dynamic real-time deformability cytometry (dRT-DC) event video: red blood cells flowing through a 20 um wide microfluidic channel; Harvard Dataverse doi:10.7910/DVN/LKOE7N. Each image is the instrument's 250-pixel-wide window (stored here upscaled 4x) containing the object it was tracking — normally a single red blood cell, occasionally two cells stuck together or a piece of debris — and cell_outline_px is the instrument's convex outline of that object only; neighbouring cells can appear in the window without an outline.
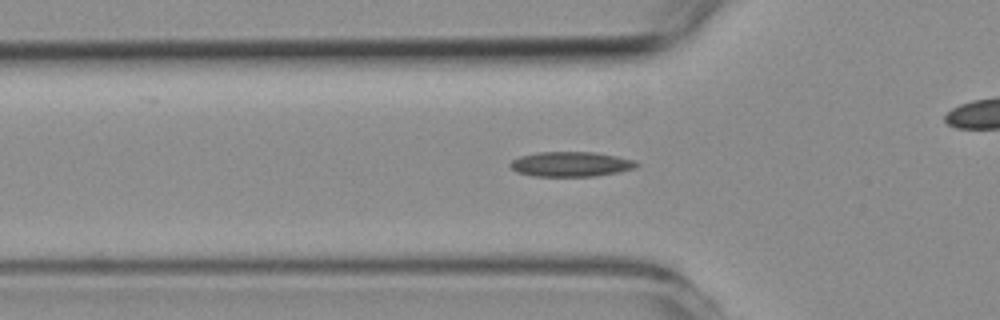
{"species": "common noctule bat (a hibernating species)", "species_latin": "Nyctalus noctula", "temperature_condition": "room temperature", "stored_images_in_passage": 47, "camera_frame_rate_fps": 3000, "um_per_image_px": 0.085, "animal": {"sex": "female", "body_mass_g": 19.3, "forearm_length_mm": 54.1}, "frame": {"image": 1, "passage_image": 11, "time_ms": 3.333, "image_size_px": [1000, 320], "cell_outline_px": [[640, 164], [636, 168], [596, 176], [532, 176], [516, 172], [508, 164], [512, 160], [520, 156], [536, 152], [596, 152], [636, 160]], "centroid_in_image_um": [48.52, 13.95], "position_along_channel_um": 77.3, "area_um2": 18.44}}
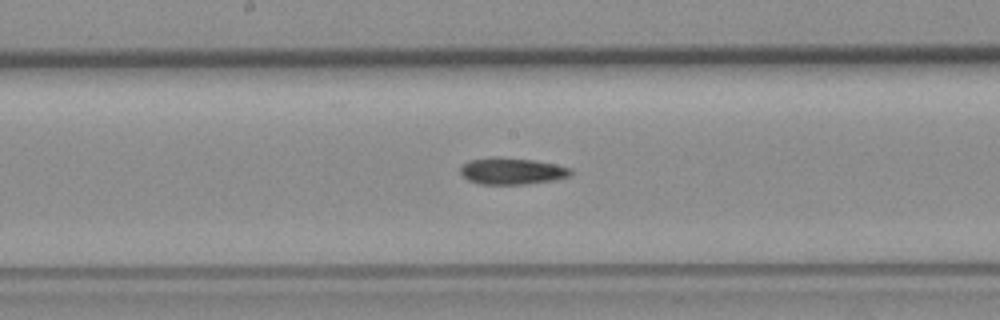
{"frame": {"image": 2, "passage_image": 21, "time_ms": 6.667, "image_size_px": [1000, 320], "cell_outline_px": [[572, 176], [556, 180], [528, 184], [480, 184], [468, 180], [460, 172], [460, 168], [468, 160], [492, 156], [500, 156], [532, 160], [556, 164], [572, 168]], "centroid_in_image_um": [43.54, 14.53], "position_along_channel_um": 204.7, "area_um2": 17.46}}
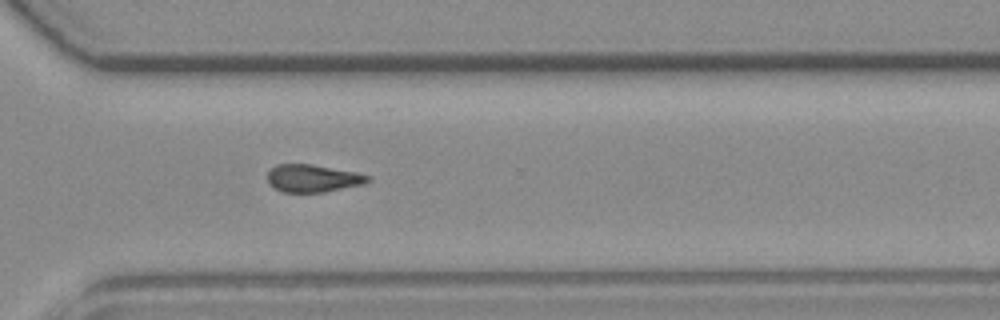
{"frame": {"image": 3, "passage_image": 32, "time_ms": 10.333, "image_size_px": [1000, 320], "cell_outline_px": [[372, 180], [364, 184], [324, 192], [284, 192], [268, 184], [268, 172], [276, 164], [312, 164], [356, 172], [372, 176]], "centroid_in_image_um": [26.63, 15.15], "position_along_channel_um": 344.0, "area_um2": 16.18}}